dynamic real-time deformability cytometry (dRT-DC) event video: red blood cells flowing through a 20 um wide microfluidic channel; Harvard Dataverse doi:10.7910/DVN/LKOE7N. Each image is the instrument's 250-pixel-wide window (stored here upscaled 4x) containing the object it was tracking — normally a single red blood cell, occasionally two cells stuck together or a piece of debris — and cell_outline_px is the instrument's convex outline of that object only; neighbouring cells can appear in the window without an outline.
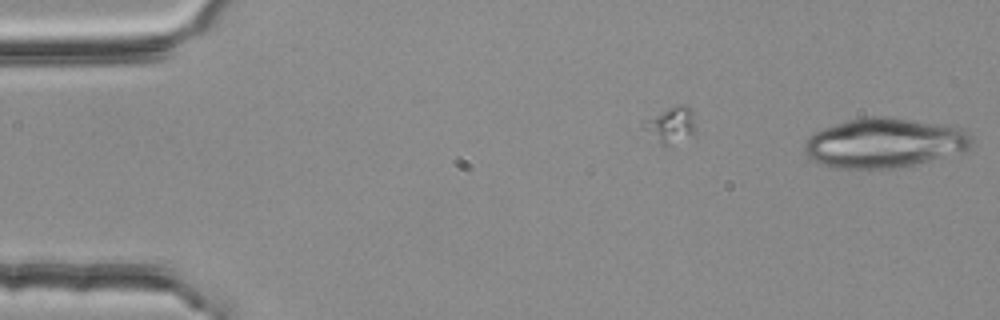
{"species": "common noctule bat (a hibernating species)", "species_latin": "Nyctalus noctula", "temperature_condition": "room temperature", "stored_images_in_passage": 3, "camera_frame_rate_fps": 3000, "um_per_image_px": 0.085, "animal": {"sex": "female", "body_mass_g": 25.1}, "frame": {"image": 1, "passage_image": 3, "time_ms": 0.667, "image_size_px": [1000, 320], "cell_outline_px": [[972, 144], [968, 148], [928, 160], [896, 168], [840, 168], [824, 164], [812, 160], [804, 152], [804, 144], [808, 136], [824, 128], [848, 120], [864, 116], [888, 116], [964, 128], [972, 136]], "centroid_in_image_um": [75.13, 12.12], "position_along_channel_um": 9.9, "area_um2": 47.69}}